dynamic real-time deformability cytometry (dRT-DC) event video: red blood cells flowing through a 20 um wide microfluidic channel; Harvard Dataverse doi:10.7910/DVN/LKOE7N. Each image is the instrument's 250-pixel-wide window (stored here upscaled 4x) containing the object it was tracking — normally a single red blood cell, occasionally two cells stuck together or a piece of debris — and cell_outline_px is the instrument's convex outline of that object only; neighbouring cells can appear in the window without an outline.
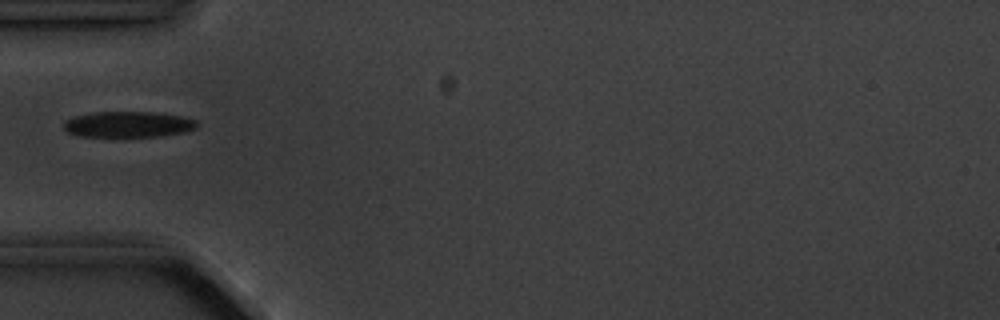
{"species": "common noctule bat (a hibernating species)", "species_latin": "Nyctalus noctula", "temperature_condition": "cold", "stored_images_in_passage": 3, "camera_frame_rate_fps": 3000, "um_per_image_px": 0.085, "animal": {"sex": "male", "body_mass_g": 20.1, "forearm_length_mm": 53.5}, "frame": {"image": 1, "passage_image": 3, "time_ms": 2.0, "image_size_px": [1000, 320], "cell_outline_px": [[196, 128], [184, 132], [160, 136], [76, 136], [68, 132], [64, 128], [64, 120], [72, 116], [92, 112], [156, 112], [180, 116], [196, 120]], "centroid_in_image_um": [10.84, 10.56], "position_along_channel_um": 74.2, "area_um2": 20.06}}